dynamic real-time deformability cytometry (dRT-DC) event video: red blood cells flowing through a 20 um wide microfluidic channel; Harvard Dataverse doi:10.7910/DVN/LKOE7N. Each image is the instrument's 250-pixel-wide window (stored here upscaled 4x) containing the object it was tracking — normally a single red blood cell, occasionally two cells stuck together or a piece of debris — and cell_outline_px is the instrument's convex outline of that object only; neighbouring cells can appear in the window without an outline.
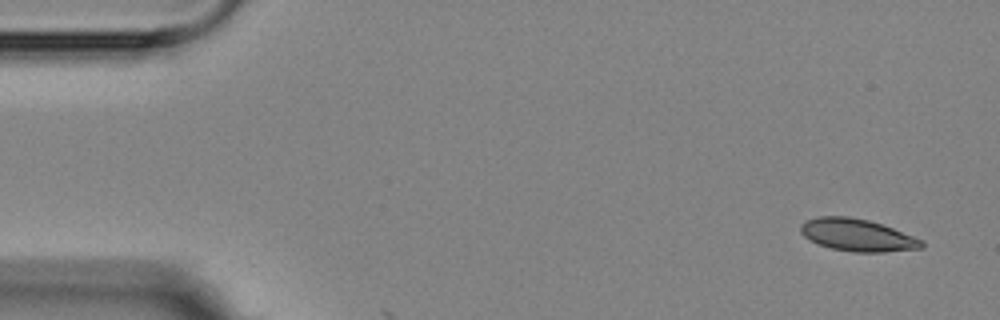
{"species": "Egyptian fruit bat (a non-hibernating species)", "species_latin": "Rousettus aegyptiacus", "temperature_condition": "room temperature", "stored_images_in_passage": 2, "camera_frame_rate_fps": 3000, "um_per_image_px": 0.085, "animal": {"sex": "female"}, "frame": {"image": 1, "passage_image": 1, "time_ms": 0.0, "image_size_px": [1000, 320], "cell_outline_px": [[924, 248], [884, 252], [852, 252], [832, 248], [816, 244], [804, 236], [800, 232], [800, 224], [816, 216], [848, 216], [868, 220], [892, 228], [924, 240]], "centroid_in_image_um": [72.87, 19.98], "position_along_channel_um": 12.1, "area_um2": 22.83}}